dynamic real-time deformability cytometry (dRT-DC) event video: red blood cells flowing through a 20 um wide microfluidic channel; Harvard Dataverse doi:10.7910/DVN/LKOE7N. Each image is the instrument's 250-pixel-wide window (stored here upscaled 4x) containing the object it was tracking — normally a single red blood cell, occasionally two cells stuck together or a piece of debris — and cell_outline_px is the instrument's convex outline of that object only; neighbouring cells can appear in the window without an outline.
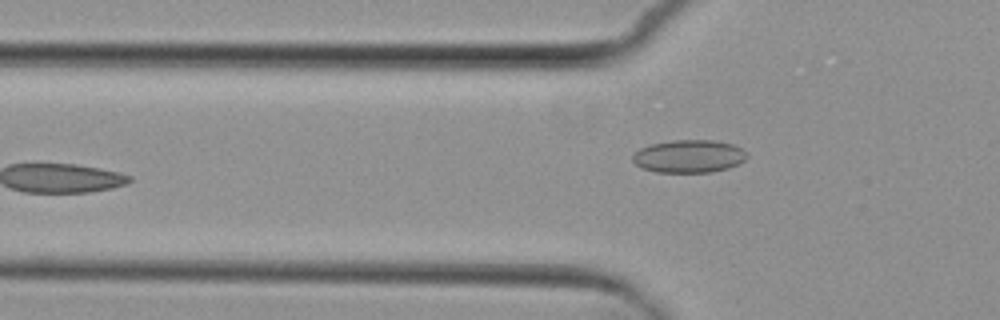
{"species": "common noctule bat (a hibernating species)", "species_latin": "Nyctalus noctula", "temperature_condition": "cold", "stored_images_in_passage": 5, "camera_frame_rate_fps": 3000, "um_per_image_px": 0.085, "animal": {"sex": "female", "body_mass_g": 29.2, "forearm_length_mm": 56.3}, "frame": {"image": 1, "passage_image": 5, "time_ms": 5.667, "image_size_px": [1000, 320], "cell_outline_px": [[748, 156], [744, 160], [728, 168], [712, 172], [656, 172], [644, 168], [636, 164], [632, 160], [632, 156], [640, 148], [648, 144], [672, 140], [712, 140], [732, 144], [740, 148]], "centroid_in_image_um": [58.53, 13.28], "position_along_channel_um": 67.3, "area_um2": 21.73}}